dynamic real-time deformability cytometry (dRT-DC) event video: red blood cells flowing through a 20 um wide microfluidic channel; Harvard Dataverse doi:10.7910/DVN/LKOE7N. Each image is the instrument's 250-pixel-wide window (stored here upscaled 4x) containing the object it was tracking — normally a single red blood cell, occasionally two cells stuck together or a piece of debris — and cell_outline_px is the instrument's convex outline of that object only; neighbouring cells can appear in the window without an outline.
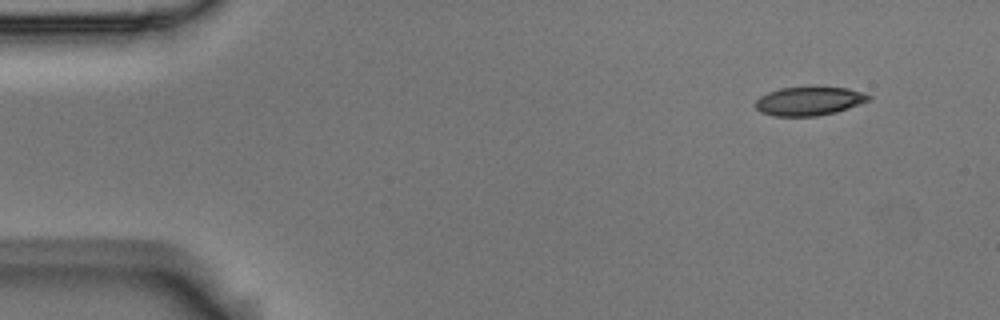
{"species": "Egyptian fruit bat (a non-hibernating species)", "species_latin": "Rousettus aegyptiacus", "temperature_condition": "room temperature", "stored_images_in_passage": 52, "camera_frame_rate_fps": 3000, "um_per_image_px": 0.085, "animal": {"sex": "male"}, "frame": {"image": 1, "passage_image": 1, "time_ms": 0.0, "image_size_px": [1000, 320], "cell_outline_px": [[872, 96], [868, 100], [848, 108], [836, 112], [816, 116], [776, 116], [760, 112], [756, 108], [756, 100], [760, 96], [768, 92], [780, 88], [848, 88]], "centroid_in_image_um": [68.73, 8.61], "position_along_channel_um": 16.3, "area_um2": 18.5}}
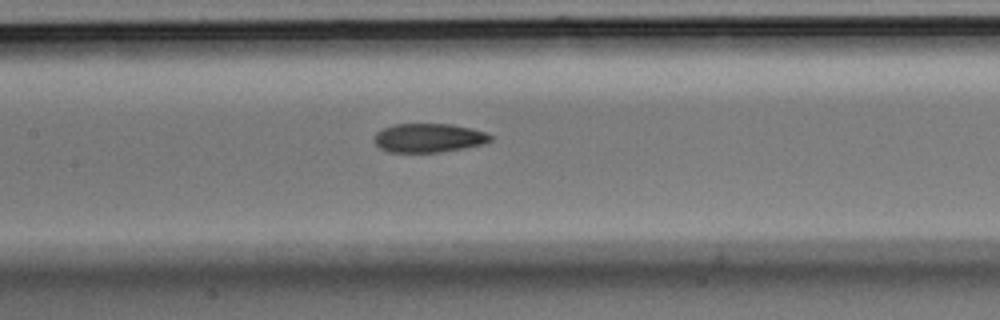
{"frame": {"image": 2, "passage_image": 22, "time_ms": 7.0, "image_size_px": [1000, 320], "cell_outline_px": [[492, 140], [484, 144], [464, 148], [440, 152], [388, 152], [380, 148], [376, 144], [376, 132], [384, 128], [396, 124], [452, 124], [472, 128], [488, 132], [492, 136]], "centroid_in_image_um": [36.5, 11.72], "position_along_channel_um": 170.9, "area_um2": 19.59}}
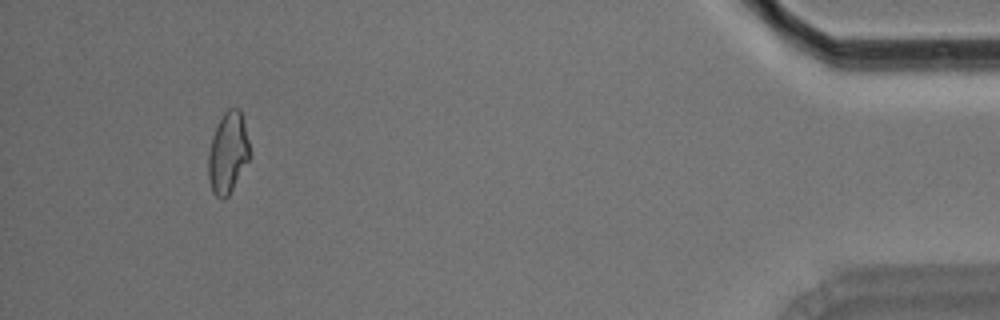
{"frame": {"image": 3, "passage_image": 48, "time_ms": 15.667, "image_size_px": [1000, 320], "cell_outline_px": [[252, 156], [228, 196], [224, 200], [220, 200], [212, 192], [208, 180], [208, 152], [212, 136], [224, 112], [228, 108], [240, 108]], "centroid_in_image_um": [19.37, 13.03], "position_along_channel_um": 415.8, "area_um2": 19.83}, "authors_computed_cell_mechanics": {"area_um2": 19.9988, "velocity_mm_per_s": 3.6144, "shape_relaxation_time_tau1_ms": 7.8128, "shape_relaxation_time_tau2_ms": 3.7769, "deformation_change_tau1": 0.1967, "deformation_change_tau2": 0.1067}}